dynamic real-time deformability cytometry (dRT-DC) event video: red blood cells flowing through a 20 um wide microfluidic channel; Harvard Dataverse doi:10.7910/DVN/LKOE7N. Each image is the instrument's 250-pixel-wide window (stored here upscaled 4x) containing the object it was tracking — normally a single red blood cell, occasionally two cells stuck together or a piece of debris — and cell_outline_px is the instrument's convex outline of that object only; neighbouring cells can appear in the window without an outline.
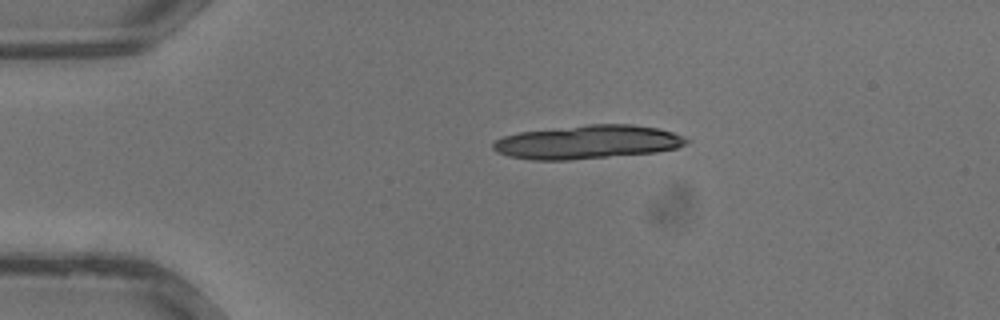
{"species": "common noctule bat (a hibernating species)", "species_latin": "Nyctalus noctula", "temperature_condition": "warm", "stored_images_in_passage": 29, "segment_of_instrument_passage": [1, 2], "camera_frame_rate_fps": 3000, "um_per_image_px": 0.085, "animal": {"sex": "male", "body_mass_g": 13.3}, "frame": {"image": 1, "passage_image": 1, "time_ms": 0.0, "image_size_px": [1000, 320], "cell_outline_px": [[688, 144], [676, 148], [656, 152], [568, 160], [532, 160], [508, 156], [496, 152], [492, 148], [492, 144], [496, 140], [504, 136], [520, 132], [588, 124], [632, 124], [660, 128], [684, 136], [688, 140]], "centroid_in_image_um": [49.95, 12.07], "position_along_channel_um": 35.1, "area_um2": 37.97}}